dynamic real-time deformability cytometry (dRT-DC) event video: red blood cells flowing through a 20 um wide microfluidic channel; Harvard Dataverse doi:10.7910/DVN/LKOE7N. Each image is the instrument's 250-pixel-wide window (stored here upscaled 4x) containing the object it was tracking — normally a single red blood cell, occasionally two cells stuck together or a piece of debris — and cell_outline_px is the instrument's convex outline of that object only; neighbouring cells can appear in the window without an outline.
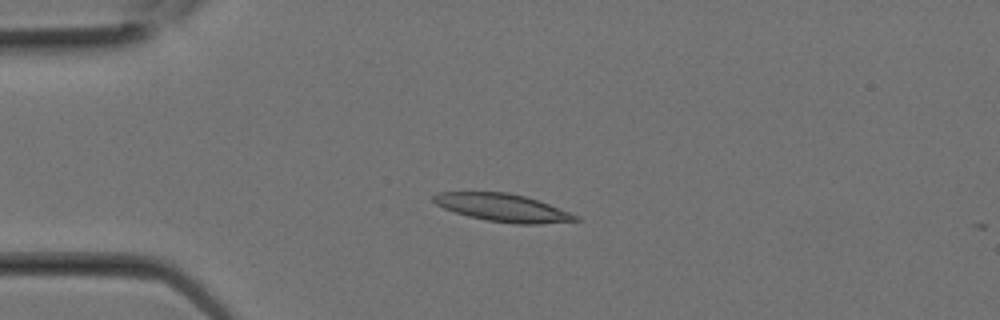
{"species": "Egyptian fruit bat (a non-hibernating species)", "species_latin": "Rousettus aegyptiacus", "temperature_condition": "room temperature", "stored_images_in_passage": 2, "camera_frame_rate_fps": 3000, "um_per_image_px": 0.085, "animal": {"sex": "female"}, "frame": {"image": 1, "passage_image": 2, "time_ms": 0.333, "image_size_px": [1000, 320], "cell_outline_px": [[580, 220], [540, 224], [516, 224], [488, 220], [468, 216], [444, 208], [436, 204], [432, 200], [432, 196], [440, 192], [508, 192], [524, 196], [548, 204], [580, 216]], "centroid_in_image_um": [42.74, 17.65], "position_along_channel_um": 42.3, "area_um2": 22.72}}